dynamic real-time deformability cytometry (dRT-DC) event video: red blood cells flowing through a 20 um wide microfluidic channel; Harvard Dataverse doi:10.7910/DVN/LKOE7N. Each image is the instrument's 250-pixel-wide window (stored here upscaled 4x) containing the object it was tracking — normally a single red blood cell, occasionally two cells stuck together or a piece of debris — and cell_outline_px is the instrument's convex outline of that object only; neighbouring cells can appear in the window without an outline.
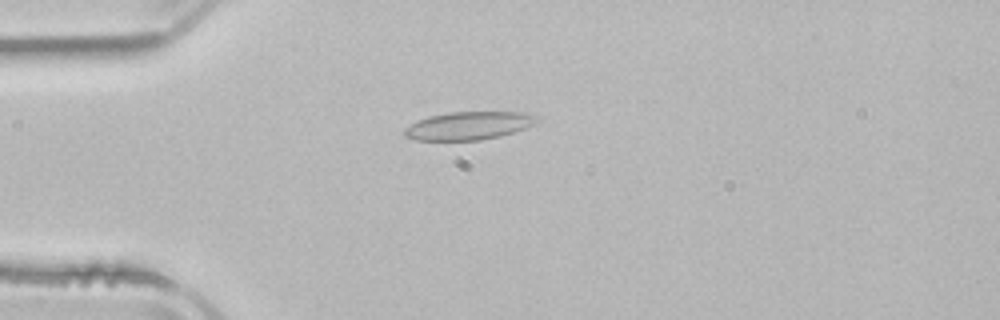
{"species": "common noctule bat (a hibernating species)", "species_latin": "Nyctalus noctula", "temperature_condition": "room temperature", "stored_images_in_passage": 2, "camera_frame_rate_fps": 3000, "um_per_image_px": 0.085, "animal": {"sex": "male", "body_mass_g": 21.5, "forearm_length_mm": 52.0}, "frame": {"image": 1, "passage_image": 1, "time_ms": 0.0, "image_size_px": [1000, 320], "cell_outline_px": [[540, 116], [532, 124], [524, 128], [500, 136], [480, 140], [416, 140], [404, 136], [404, 128], [416, 120], [428, 116], [448, 112], [524, 112]], "centroid_in_image_um": [39.78, 10.67], "position_along_channel_um": 45.2, "area_um2": 21.62}}
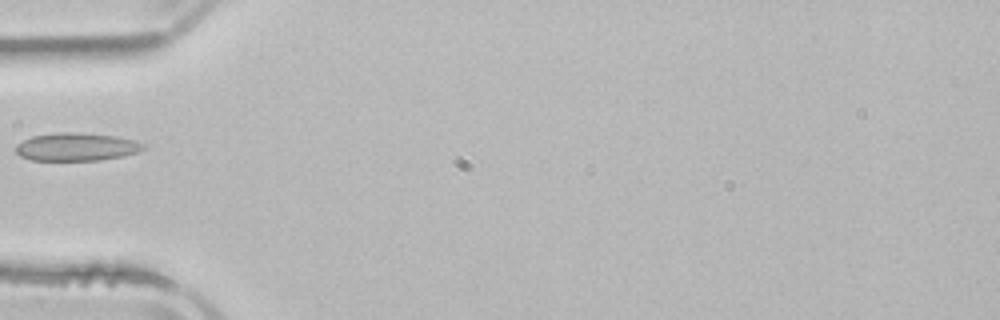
{"frame": {"image": 2, "passage_image": 2, "time_ms": 1.333, "image_size_px": [1000, 320], "cell_outline_px": [[144, 148], [136, 152], [124, 156], [100, 160], [32, 160], [20, 156], [16, 152], [16, 144], [32, 136], [60, 132], [76, 132], [116, 136], [132, 140], [144, 144]], "centroid_in_image_um": [6.47, 12.48], "position_along_channel_um": 78.5, "area_um2": 20.63}}